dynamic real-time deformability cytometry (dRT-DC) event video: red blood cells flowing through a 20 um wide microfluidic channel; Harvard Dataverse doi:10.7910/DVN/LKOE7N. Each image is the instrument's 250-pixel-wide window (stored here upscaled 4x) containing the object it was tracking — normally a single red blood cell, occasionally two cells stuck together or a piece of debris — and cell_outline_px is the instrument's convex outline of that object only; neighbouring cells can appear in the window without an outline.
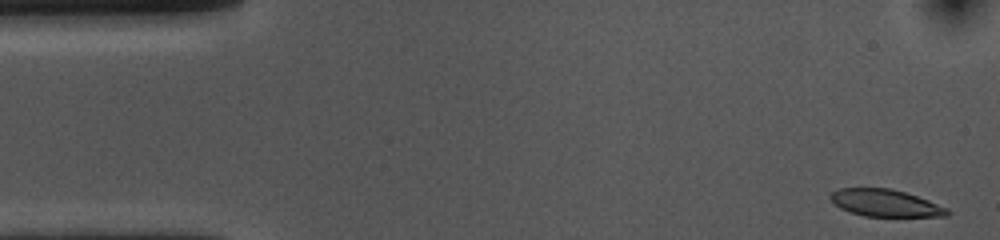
{"species": "common noctule bat (a hibernating species)", "species_latin": "Nyctalus noctula", "temperature_condition": "cold", "stored_images_in_passage": 53, "camera_frame_rate_fps": 3000, "um_per_image_px": 0.085, "animal": {"sex": "female", "body_mass_g": 10.0, "forearm_length_mm": 53.1}, "frame": {"image": 1, "passage_image": 1, "time_ms": 0.0, "image_size_px": [1000, 240], "cell_outline_px": [[952, 212], [948, 216], [864, 216], [848, 212], [840, 208], [828, 196], [832, 192], [840, 188], [892, 188], [928, 200], [948, 208]], "centroid_in_image_um": [75.26, 17.26], "position_along_channel_um": 9.7, "area_um2": 18.44}}
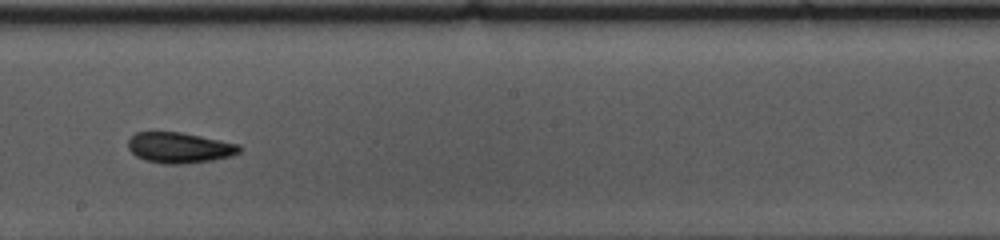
{"frame": {"image": 2, "passage_image": 28, "time_ms": 9.0, "image_size_px": [1000, 240], "cell_outline_px": [[240, 152], [232, 156], [212, 160], [184, 164], [164, 164], [144, 160], [136, 156], [128, 148], [128, 140], [136, 132], [180, 132], [240, 144]], "centroid_in_image_um": [15.25, 12.56], "position_along_channel_um": 233.0, "area_um2": 19.88}}
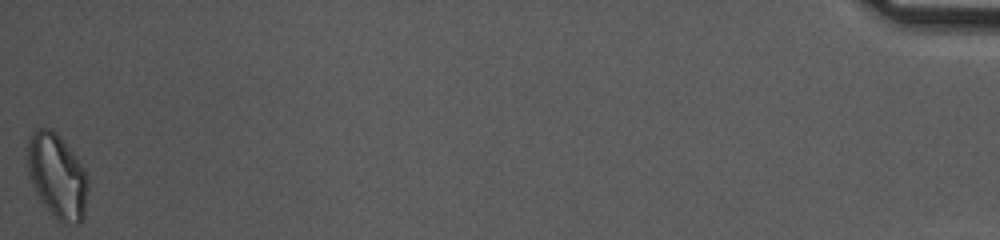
{"frame": {"image": 3, "passage_image": 53, "time_ms": 17.333, "image_size_px": [1000, 240], "cell_outline_px": [[88, 188], [84, 216], [80, 224], [60, 224], [52, 216], [36, 192], [32, 184], [28, 172], [24, 148], [32, 132], [36, 128], [48, 128], [56, 132], [60, 136], [72, 152], [88, 176]], "centroid_in_image_um": [4.83, 14.97], "position_along_channel_um": 430.4, "area_um2": 30.29}, "authors_computed_cell_mechanics": {"area_um2": 20.2878, "velocity_mm_per_s": 3.6192, "shape_relaxation_time_tau1_ms": 5.4042, "shape_relaxation_time_tau2_ms": 6.3266, "deformation_change_tau1": 0.1234, "deformation_change_tau2": 0.1196}}